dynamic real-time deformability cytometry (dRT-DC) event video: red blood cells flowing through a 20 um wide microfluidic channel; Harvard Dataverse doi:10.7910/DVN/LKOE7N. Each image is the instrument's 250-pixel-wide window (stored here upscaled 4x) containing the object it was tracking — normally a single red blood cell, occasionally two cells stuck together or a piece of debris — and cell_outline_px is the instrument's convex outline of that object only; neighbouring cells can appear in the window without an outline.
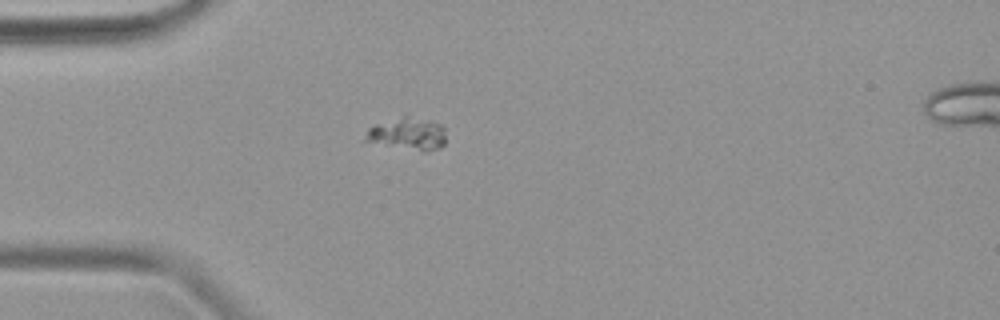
{"species": "common noctule bat (a hibernating species)", "species_latin": "Nyctalus noctula", "temperature_condition": "warm", "stored_images_in_passage": 36, "camera_frame_rate_fps": 3000, "um_per_image_px": 0.085, "animal": {"sex": "female", "body_mass_g": 19.9}, "frame": {"image": 1, "passage_image": 1, "time_ms": 0.0, "image_size_px": [1000, 320], "cell_outline_px": [[444, 144], [440, 148], [428, 152], [424, 152], [364, 140], [364, 136], [368, 128], [376, 124], [408, 112], [432, 120], [440, 124], [444, 128]], "centroid_in_image_um": [34.69, 11.31], "position_along_channel_um": 50.3, "area_um2": 15.72}}
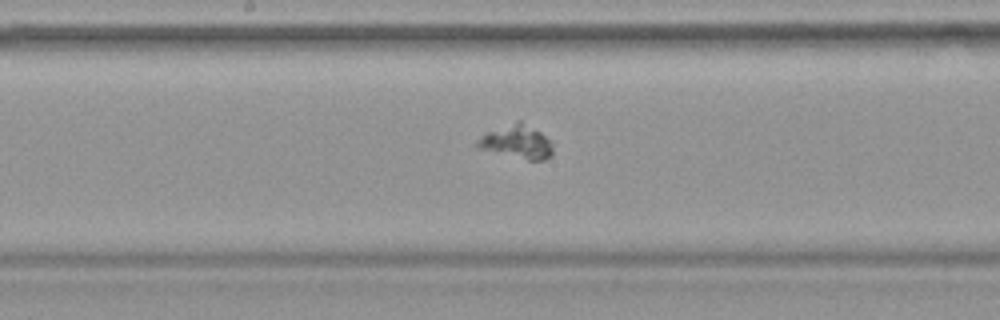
{"frame": {"image": 2, "passage_image": 13, "time_ms": 4.0, "image_size_px": [1000, 320], "cell_outline_px": [[552, 156], [544, 160], [528, 160], [476, 148], [476, 140], [488, 132], [516, 120], [520, 120], [540, 132], [552, 144]], "centroid_in_image_um": [43.92, 12.06], "position_along_channel_um": 204.3, "area_um2": 14.57}}
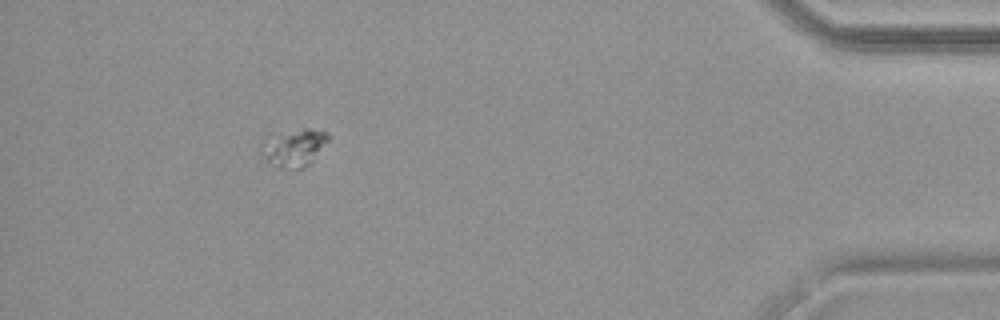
{"frame": {"image": 3, "passage_image": 32, "time_ms": 10.333, "image_size_px": [1000, 320], "cell_outline_px": [[328, 140], [312, 160], [304, 168], [280, 168], [268, 164], [256, 152], [260, 140], [304, 128], [312, 128], [328, 132]], "centroid_in_image_um": [24.87, 12.58], "position_along_channel_um": 410.3, "area_um2": 14.8}}